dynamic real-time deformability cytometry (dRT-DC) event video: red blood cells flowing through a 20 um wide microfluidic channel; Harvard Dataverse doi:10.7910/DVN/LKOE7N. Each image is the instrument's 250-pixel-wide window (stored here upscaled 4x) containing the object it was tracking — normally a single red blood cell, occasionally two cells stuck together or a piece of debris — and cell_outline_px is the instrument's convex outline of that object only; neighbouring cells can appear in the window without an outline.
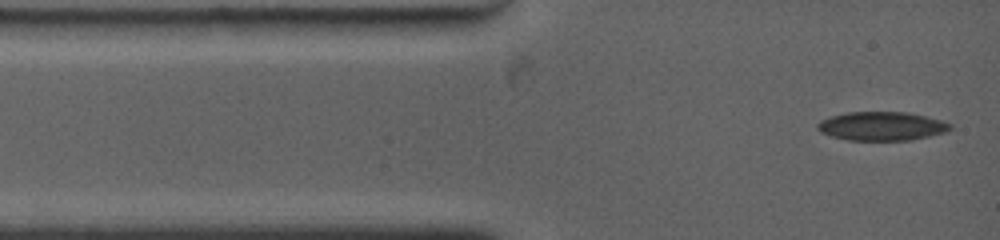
{"species": "common noctule bat (a hibernating species)", "species_latin": "Nyctalus noctula", "temperature_condition": "warm", "stored_images_in_passage": 3, "camera_frame_rate_fps": 4500, "um_per_image_px": 0.085, "animal": {"sex": "female", "body_mass_g": 19.0, "forearm_length_mm": 53.3}, "frame": {"image": 1, "passage_image": 1, "time_ms": 0.0, "image_size_px": [1000, 240], "cell_outline_px": [[952, 128], [944, 132], [912, 140], [848, 140], [832, 136], [820, 132], [816, 128], [816, 124], [820, 120], [832, 116], [848, 112], [904, 112], [924, 116], [940, 120], [952, 124]], "centroid_in_image_um": [74.91, 10.72], "position_along_channel_um": 10.1, "area_um2": 22.08}}
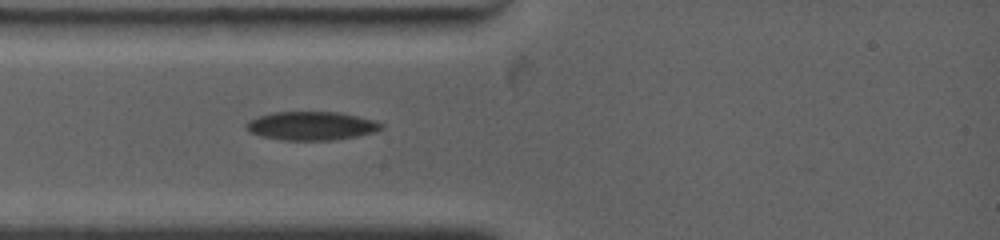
{"frame": {"image": 2, "passage_image": 3, "time_ms": 2.222, "image_size_px": [1000, 240], "cell_outline_px": [[384, 128], [376, 132], [356, 136], [332, 140], [280, 140], [260, 136], [248, 132], [244, 124], [248, 120], [272, 112], [340, 112], [376, 120], [384, 124]], "centroid_in_image_um": [26.47, 10.7], "position_along_channel_um": 58.5, "area_um2": 22.77}}